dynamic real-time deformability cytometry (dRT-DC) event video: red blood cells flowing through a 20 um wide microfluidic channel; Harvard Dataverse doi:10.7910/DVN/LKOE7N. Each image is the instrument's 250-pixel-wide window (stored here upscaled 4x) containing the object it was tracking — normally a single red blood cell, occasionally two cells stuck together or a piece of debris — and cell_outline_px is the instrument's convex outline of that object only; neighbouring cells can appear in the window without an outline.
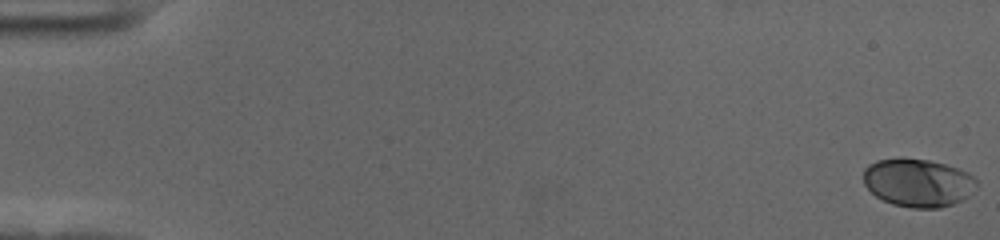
{"species": "human", "species_latin": "Homo sapiens", "temperature_condition": "cold", "stored_images_in_passage": 57, "camera_frame_rate_fps": 3000, "um_per_image_px": 0.085, "donor": {"sex": "female"}, "frame": {"image": 1, "passage_image": 1, "time_ms": 0.0, "image_size_px": [1000, 240], "cell_outline_px": [[976, 184], [968, 196], [964, 200], [940, 208], [912, 208], [892, 204], [876, 196], [864, 184], [864, 168], [868, 164], [876, 160], [928, 160], [944, 164], [968, 172], [976, 180]], "centroid_in_image_um": [78.03, 15.56], "position_along_channel_um": 7.0, "area_um2": 31.21}}
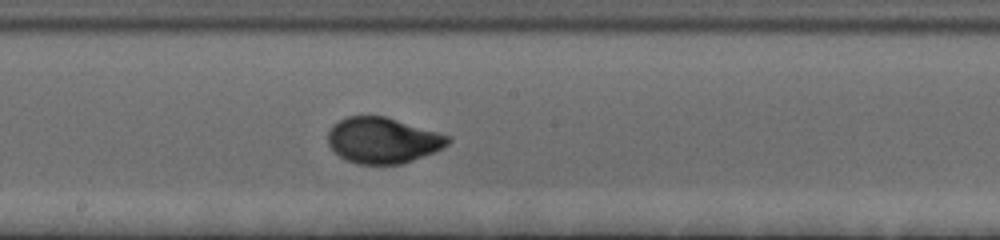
{"frame": {"image": 2, "passage_image": 32, "time_ms": 10.333, "image_size_px": [1000, 240], "cell_outline_px": [[452, 140], [444, 148], [412, 160], [400, 164], [356, 164], [340, 156], [328, 144], [328, 132], [332, 124], [348, 116], [388, 116], [452, 136]], "centroid_in_image_um": [32.57, 11.91], "position_along_channel_um": 215.6, "area_um2": 32.25}}
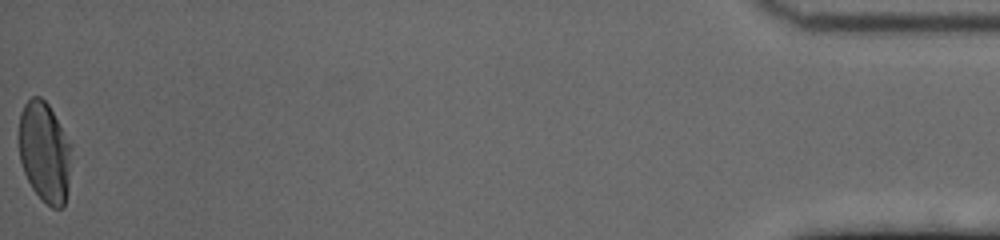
{"frame": {"image": 3, "passage_image": 57, "time_ms": 18.667, "image_size_px": [1000, 240], "cell_outline_px": [[72, 144], [68, 188], [64, 204], [60, 208], [52, 208], [32, 188], [24, 172], [20, 160], [20, 112], [24, 104], [32, 96], [40, 96], [48, 104]], "centroid_in_image_um": [3.81, 12.9], "position_along_channel_um": 431.4, "area_um2": 30.52}, "authors_computed_cell_mechanics": {"area_um2": 31.2698, "velocity_mm_per_s": 3.6584, "shape_relaxation_time_tau1_ms": 3.4684, "shape_relaxation_time_tau2_ms": null, "deformation_change_tau1": 0.1545, "deformation_change_tau2": null}}